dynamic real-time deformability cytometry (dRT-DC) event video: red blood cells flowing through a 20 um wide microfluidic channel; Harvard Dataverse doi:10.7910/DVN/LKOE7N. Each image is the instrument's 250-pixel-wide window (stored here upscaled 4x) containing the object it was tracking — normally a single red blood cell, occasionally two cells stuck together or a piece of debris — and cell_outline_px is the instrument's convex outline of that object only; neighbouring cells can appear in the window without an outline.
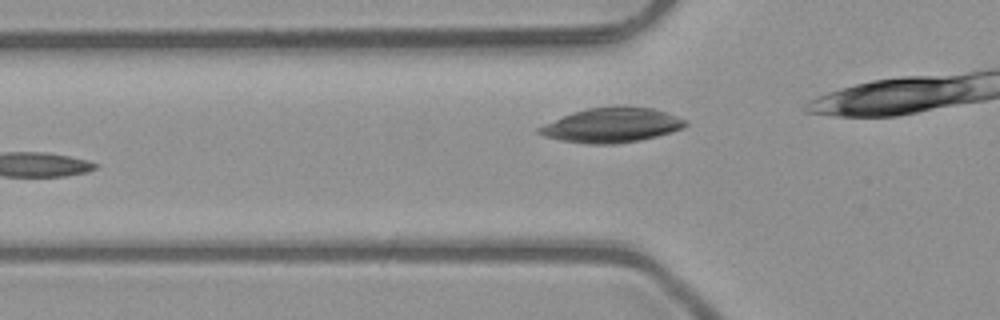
{"species": "common noctule bat (a hibernating species)", "species_latin": "Nyctalus noctula", "temperature_condition": "room temperature", "stored_images_in_passage": 7, "camera_frame_rate_fps": 3000, "um_per_image_px": 0.085, "animal": {"sex": "male", "body_mass_g": 23.1, "forearm_length_mm": 52.7}, "frame": {"image": 1, "passage_image": 5, "time_ms": 1.333, "image_size_px": [1000, 320], "cell_outline_px": [[688, 124], [684, 128], [672, 132], [640, 140], [616, 144], [588, 144], [560, 140], [544, 136], [536, 132], [536, 128], [544, 124], [572, 112], [588, 108], [616, 104], [624, 104], [652, 108], [688, 120]], "centroid_in_image_um": [52.01, 10.61], "position_along_channel_um": 73.8, "area_um2": 30.11}}
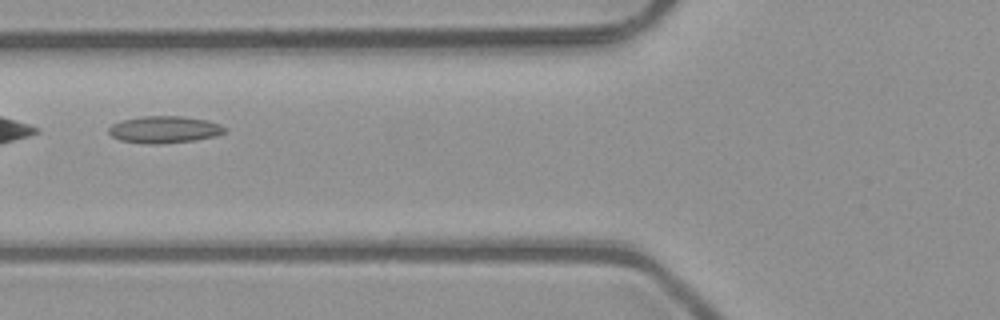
{"frame": {"image": 2, "passage_image": 7, "time_ms": 2.0, "image_size_px": [1000, 320], "cell_outline_px": [[228, 132], [216, 136], [192, 140], [156, 144], [152, 144], [120, 140], [112, 136], [108, 132], [108, 128], [112, 124], [124, 120], [140, 116], [184, 116], [208, 120], [220, 124], [228, 128]], "centroid_in_image_um": [14.02, 11.0], "position_along_channel_um": 111.8, "area_um2": 18.26}}